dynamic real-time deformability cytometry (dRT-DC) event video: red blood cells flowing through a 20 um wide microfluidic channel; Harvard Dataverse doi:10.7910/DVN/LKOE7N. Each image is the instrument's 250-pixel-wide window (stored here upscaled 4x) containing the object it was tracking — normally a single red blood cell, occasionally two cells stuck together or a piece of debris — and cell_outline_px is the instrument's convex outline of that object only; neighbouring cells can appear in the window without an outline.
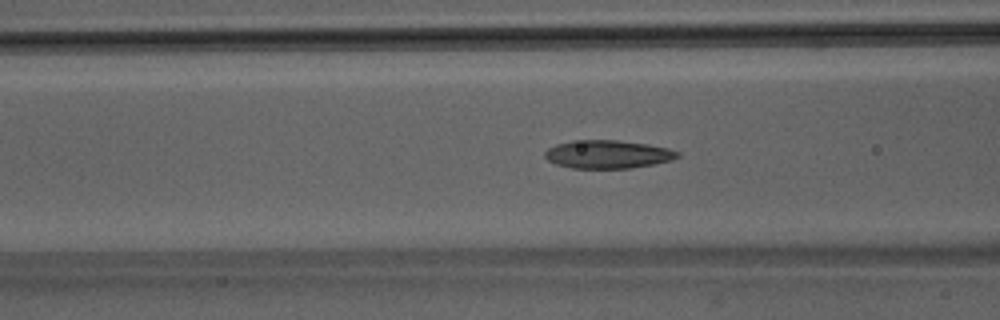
{"species": "Egyptian fruit bat (a non-hibernating species)", "species_latin": "Rousettus aegyptiacus", "temperature_condition": "room temperature", "stored_images_in_passage": 50, "camera_frame_rate_fps": 3000, "um_per_image_px": 0.085, "animal": {"sex": "male"}, "frame": {"image": 1, "passage_image": 20, "time_ms": 6.333, "image_size_px": [1000, 320], "cell_outline_px": [[680, 156], [672, 160], [632, 168], [572, 168], [556, 164], [548, 160], [544, 156], [544, 152], [548, 148], [556, 144], [572, 140], [616, 140], [648, 144], [668, 148], [680, 152]], "centroid_in_image_um": [51.65, 13.11], "position_along_channel_um": 114.9, "area_um2": 21.85}}
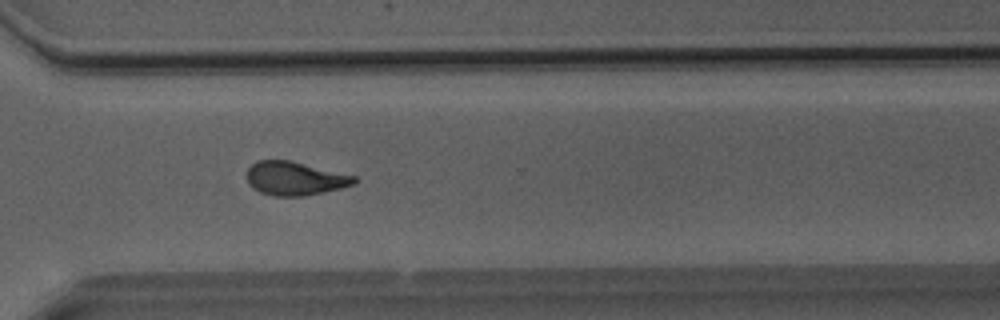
{"frame": {"image": 2, "passage_image": 37, "time_ms": 12.0, "image_size_px": [1000, 320], "cell_outline_px": [[356, 184], [340, 188], [304, 196], [272, 196], [260, 192], [252, 188], [248, 184], [248, 168], [252, 164], [260, 160], [292, 160], [356, 176]], "centroid_in_image_um": [25.07, 15.16], "position_along_channel_um": 345.5, "area_um2": 21.1}}
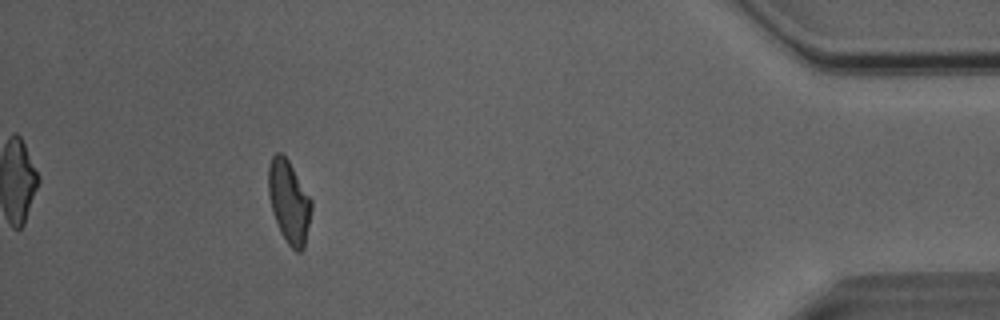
{"frame": {"image": 3, "passage_image": 46, "time_ms": 15.0, "image_size_px": [1000, 320], "cell_outline_px": [[312, 208], [304, 248], [300, 252], [296, 252], [284, 240], [280, 232], [272, 212], [268, 196], [268, 168], [272, 156], [276, 152], [280, 152], [288, 160], [312, 200]], "centroid_in_image_um": [24.55, 17.17], "position_along_channel_um": 410.6, "area_um2": 20.81}, "authors_computed_cell_mechanics": {"area_um2": 21.5016, "velocity_mm_per_s": 4.0735, "shape_relaxation_time_tau1_ms": 9.0565, "shape_relaxation_time_tau2_ms": 2.4081, "deformation_change_tau1": 0.233, "deformation_change_tau2": 0.1117}}